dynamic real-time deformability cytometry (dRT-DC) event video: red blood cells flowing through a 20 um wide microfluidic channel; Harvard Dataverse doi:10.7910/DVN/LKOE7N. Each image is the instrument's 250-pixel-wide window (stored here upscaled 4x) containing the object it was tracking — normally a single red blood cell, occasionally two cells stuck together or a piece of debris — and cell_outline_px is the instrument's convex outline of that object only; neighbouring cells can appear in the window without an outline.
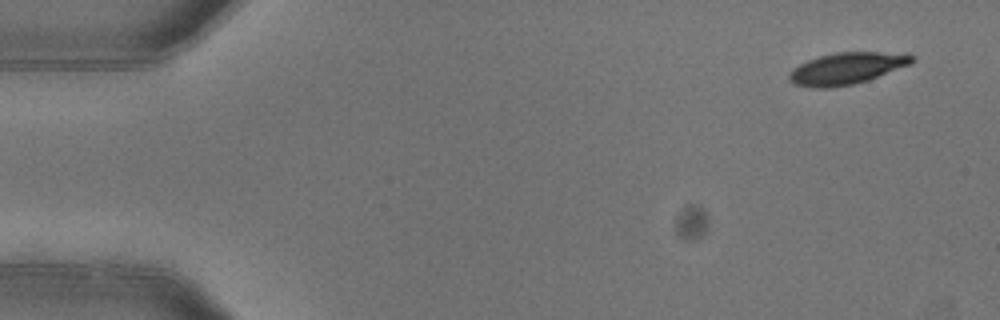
{"species": "common noctule bat (a hibernating species)", "species_latin": "Nyctalus noctula", "temperature_condition": "warm", "stored_images_in_passage": 6, "camera_frame_rate_fps": 3000, "um_per_image_px": 0.085, "animal": {"sex": "female"}, "frame": {"image": 1, "passage_image": 1, "time_ms": 0.0, "image_size_px": [1000, 320], "cell_outline_px": [[916, 60], [912, 64], [868, 80], [852, 84], [832, 88], [816, 88], [796, 84], [788, 80], [788, 76], [792, 68], [808, 60], [820, 56], [836, 52], [880, 52], [916, 56]], "centroid_in_image_um": [71.97, 5.82], "position_along_channel_um": 13.0, "area_um2": 22.6}}
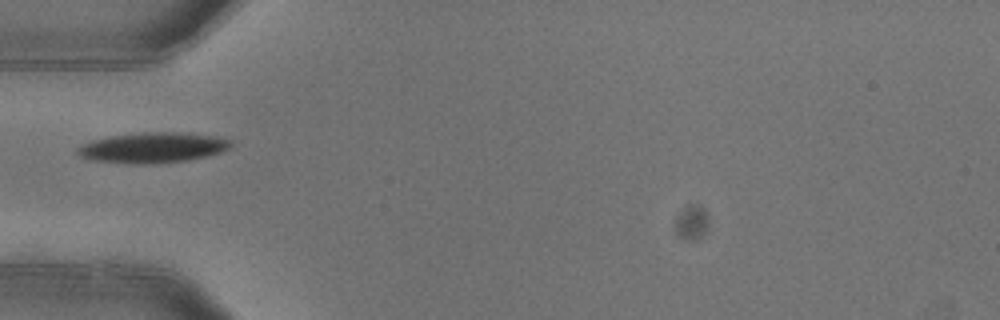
{"frame": {"image": 2, "passage_image": 5, "time_ms": 1.333, "image_size_px": [1000, 320], "cell_outline_px": [[232, 144], [228, 148], [220, 152], [188, 160], [152, 164], [124, 164], [88, 160], [80, 156], [76, 152], [76, 148], [80, 144], [92, 140], [112, 136], [144, 132], [188, 132], [216, 136], [232, 140]], "centroid_in_image_um": [12.93, 12.55], "position_along_channel_um": 72.1, "area_um2": 27.51}}